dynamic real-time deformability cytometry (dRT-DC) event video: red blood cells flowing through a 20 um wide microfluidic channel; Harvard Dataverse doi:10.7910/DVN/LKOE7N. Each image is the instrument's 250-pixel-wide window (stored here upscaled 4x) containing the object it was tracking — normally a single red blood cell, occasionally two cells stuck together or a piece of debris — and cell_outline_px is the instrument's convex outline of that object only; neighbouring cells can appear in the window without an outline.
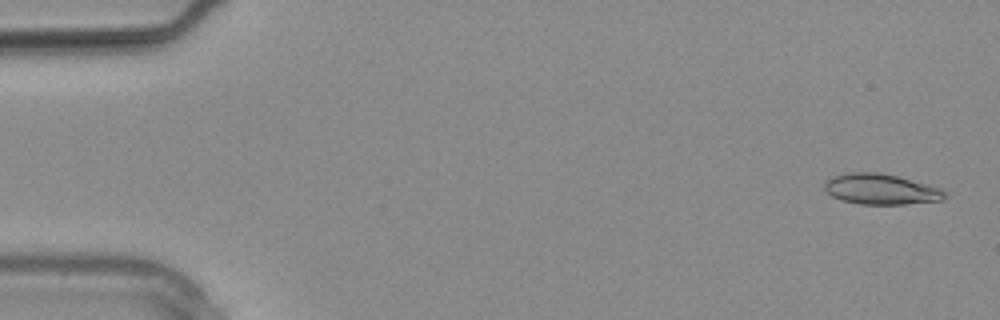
{"species": "common noctule bat (a hibernating species)", "species_latin": "Nyctalus noctula", "temperature_condition": "warm", "stored_images_in_passage": 12, "camera_frame_rate_fps": 3000, "um_per_image_px": 0.085, "animal": {"sex": "male", "body_mass_g": 20.4}, "frame": {"image": 1, "passage_image": 1, "time_ms": 0.0, "image_size_px": [1000, 320], "cell_outline_px": [[948, 196], [944, 200], [904, 204], [860, 204], [840, 200], [832, 196], [824, 188], [824, 184], [832, 176], [848, 172], [880, 172], [896, 176], [940, 188]], "centroid_in_image_um": [74.86, 16.08], "position_along_channel_um": 10.1, "area_um2": 21.33}}
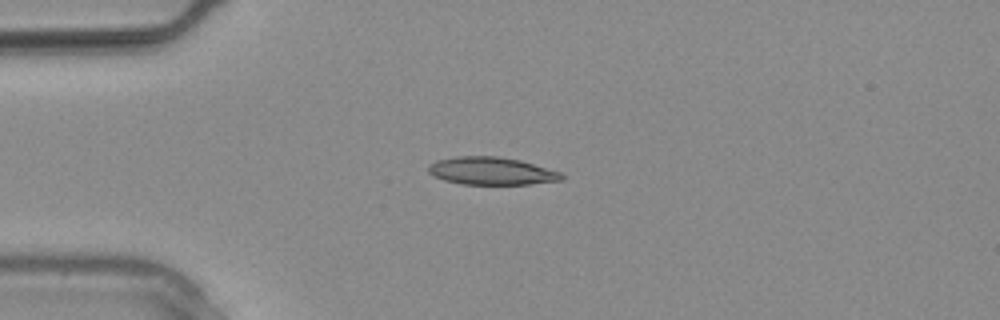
{"frame": {"image": 2, "passage_image": 7, "time_ms": 2.0, "image_size_px": [1000, 320], "cell_outline_px": [[564, 180], [528, 184], [460, 184], [444, 180], [428, 172], [428, 164], [436, 160], [456, 156], [496, 156], [520, 160], [560, 172], [564, 176]], "centroid_in_image_um": [41.75, 14.53], "position_along_channel_um": 43.2, "area_um2": 21.44}}